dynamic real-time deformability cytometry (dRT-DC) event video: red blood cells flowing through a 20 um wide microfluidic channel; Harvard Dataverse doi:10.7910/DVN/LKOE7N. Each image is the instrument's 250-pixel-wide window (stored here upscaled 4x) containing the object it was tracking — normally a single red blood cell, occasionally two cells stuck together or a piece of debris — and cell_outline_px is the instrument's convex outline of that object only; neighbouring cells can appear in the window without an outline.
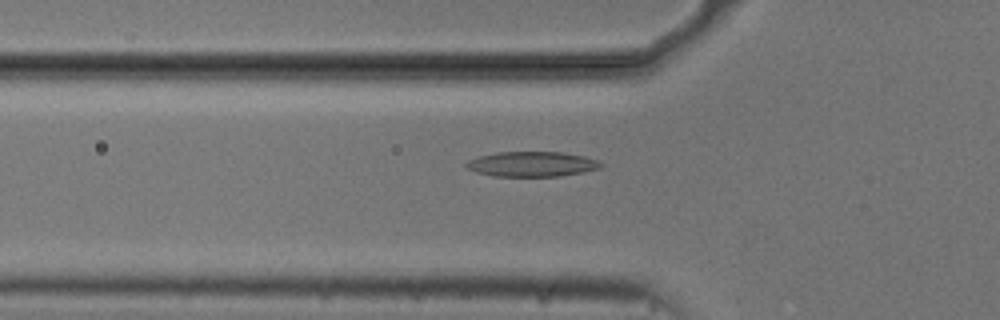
{"species": "common noctule bat (a hibernating species)", "species_latin": "Nyctalus noctula", "temperature_condition": "cold", "stored_images_in_passage": 48, "camera_frame_rate_fps": 3000, "um_per_image_px": 0.085, "animal": {"sex": "male", "body_mass_g": 20.5, "forearm_length_mm": 52.5}, "frame": {"image": 1, "passage_image": 12, "time_ms": 3.667, "image_size_px": [1000, 320], "cell_outline_px": [[604, 164], [600, 168], [584, 172], [560, 176], [492, 176], [476, 172], [468, 168], [464, 164], [468, 160], [480, 156], [496, 152], [564, 152], [584, 156], [596, 160]], "centroid_in_image_um": [45.22, 13.95], "position_along_channel_um": 80.6, "area_um2": 19.65}}
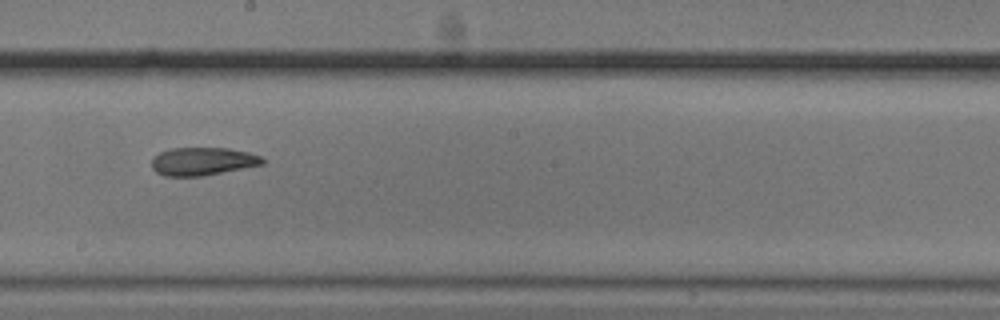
{"frame": {"image": 2, "passage_image": 24, "time_ms": 7.667, "image_size_px": [1000, 320], "cell_outline_px": [[264, 164], [204, 176], [164, 176], [156, 172], [152, 168], [152, 160], [160, 152], [172, 148], [228, 148], [248, 152], [260, 156], [264, 160]], "centroid_in_image_um": [17.23, 13.72], "position_along_channel_um": 231.0, "area_um2": 18.03}}
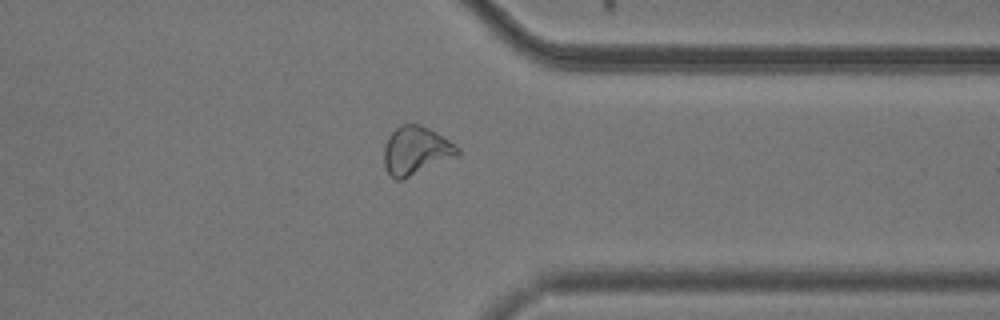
{"frame": {"image": 3, "passage_image": 36, "time_ms": 11.667, "image_size_px": [1000, 320], "cell_outline_px": [[460, 152], [456, 156], [404, 180], [396, 180], [384, 168], [384, 144], [392, 132], [396, 128], [404, 124], [420, 124], [436, 132], [460, 148]], "centroid_in_image_um": [35.33, 12.82], "position_along_channel_um": 376.1, "area_um2": 20.63}, "authors_computed_cell_mechanics": {"area_um2": 19.4786, "velocity_mm_per_s": 3.7325, "shape_relaxation_time_tau1_ms": 6.83, "shape_relaxation_time_tau2_ms": 5.4191, "deformation_change_tau1": 0.1786, "deformation_change_tau2": 0.1448}}